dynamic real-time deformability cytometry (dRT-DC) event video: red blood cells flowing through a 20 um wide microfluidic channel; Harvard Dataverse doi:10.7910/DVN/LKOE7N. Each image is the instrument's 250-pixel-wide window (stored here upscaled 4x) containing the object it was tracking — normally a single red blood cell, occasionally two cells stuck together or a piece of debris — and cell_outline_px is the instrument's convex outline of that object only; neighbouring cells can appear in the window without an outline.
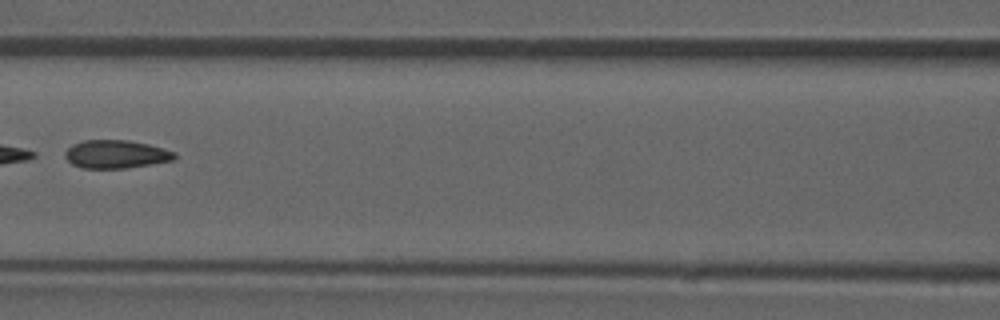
{"species": "common noctule bat (a hibernating species)", "species_latin": "Nyctalus noctula", "temperature_condition": "room temperature", "stored_images_in_passage": 7, "camera_frame_rate_fps": 3000, "um_per_image_px": 0.085, "animal": {"sex": "male", "forearm_length_mm": 52.5}, "frame": {"image": 1, "passage_image": 6, "time_ms": 6.667, "image_size_px": [1000, 320], "cell_outline_px": [[176, 156], [172, 160], [124, 168], [80, 168], [72, 164], [64, 156], [64, 152], [72, 144], [84, 140], [128, 140], [148, 144], [176, 152]], "centroid_in_image_um": [9.81, 13.1], "position_along_channel_um": 156.8, "area_um2": 17.86}}